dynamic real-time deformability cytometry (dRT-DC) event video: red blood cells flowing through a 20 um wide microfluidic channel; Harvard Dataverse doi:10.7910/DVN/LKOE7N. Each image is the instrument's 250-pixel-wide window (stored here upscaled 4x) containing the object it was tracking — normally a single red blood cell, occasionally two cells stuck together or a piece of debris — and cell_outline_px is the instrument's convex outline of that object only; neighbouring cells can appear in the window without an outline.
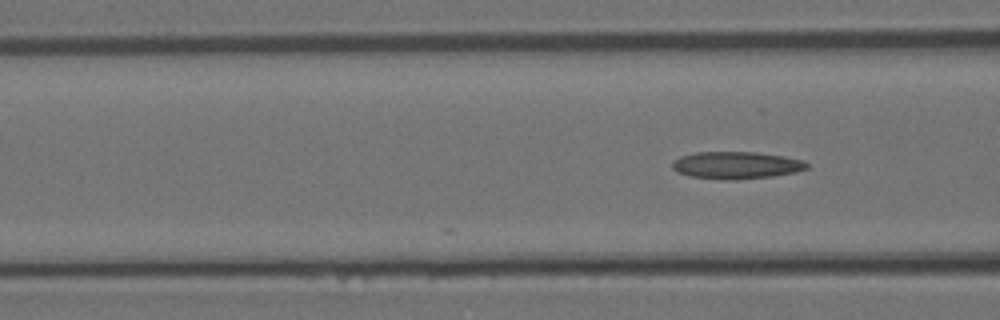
{"species": "Egyptian fruit bat (a non-hibernating species)", "species_latin": "Rousettus aegyptiacus", "temperature_condition": "room temperature", "stored_images_in_passage": 18, "camera_frame_rate_fps": 3000, "um_per_image_px": 0.085, "animal": {"sex": "female"}, "frame": {"image": 1, "passage_image": 18, "time_ms": 5.667, "image_size_px": [1000, 320], "cell_outline_px": [[808, 168], [796, 172], [772, 176], [732, 180], [728, 180], [692, 176], [676, 172], [672, 168], [672, 160], [680, 156], [696, 152], [756, 152], [784, 156], [804, 160], [808, 164]], "centroid_in_image_um": [62.58, 14.03], "position_along_channel_um": 104.0, "area_um2": 21.39}}